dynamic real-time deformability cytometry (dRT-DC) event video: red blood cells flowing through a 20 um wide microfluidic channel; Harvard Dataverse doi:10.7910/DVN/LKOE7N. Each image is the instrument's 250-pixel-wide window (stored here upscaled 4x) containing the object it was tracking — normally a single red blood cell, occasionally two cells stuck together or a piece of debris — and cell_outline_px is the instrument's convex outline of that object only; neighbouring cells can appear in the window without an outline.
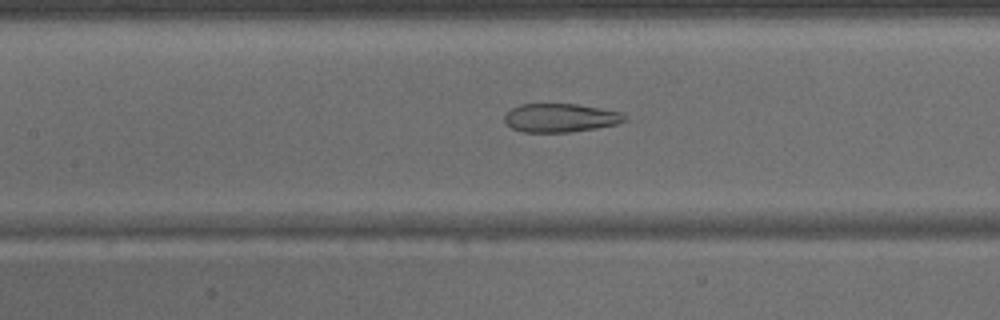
{"species": "common noctule bat (a hibernating species)", "species_latin": "Nyctalus noctula", "temperature_condition": "warm", "stored_images_in_passage": 44, "camera_frame_rate_fps": 3000, "um_per_image_px": 0.085, "animal": {"sex": "male", "body_mass_g": 15.6}, "frame": {"image": 1, "passage_image": 20, "time_ms": 6.333, "image_size_px": [1000, 320], "cell_outline_px": [[628, 120], [616, 124], [596, 128], [572, 132], [524, 132], [512, 128], [504, 120], [504, 116], [512, 108], [520, 104], [576, 104], [624, 112]], "centroid_in_image_um": [47.68, 10.01], "position_along_channel_um": 159.7, "area_um2": 20.06}}
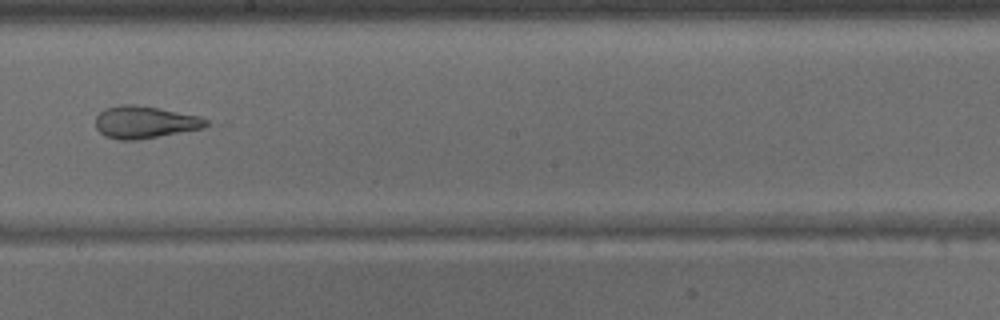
{"frame": {"image": 2, "passage_image": 25, "time_ms": 8.0, "image_size_px": [1000, 320], "cell_outline_px": [[212, 124], [204, 128], [160, 136], [136, 140], [120, 140], [104, 136], [96, 128], [96, 116], [104, 108], [120, 104], [136, 104], [160, 108], [200, 116], [208, 120]], "centroid_in_image_um": [12.33, 10.38], "position_along_channel_um": 235.9, "area_um2": 21.1}}
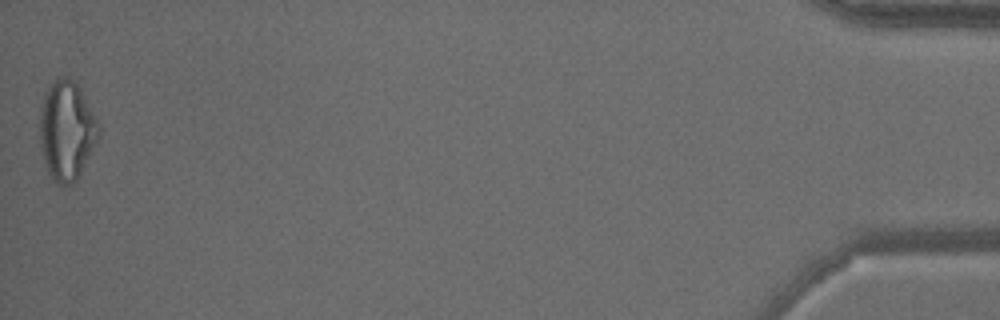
{"frame": {"image": 3, "passage_image": 44, "time_ms": 14.333, "image_size_px": [1000, 320], "cell_outline_px": [[100, 136], [76, 180], [72, 184], [60, 188], [52, 180], [44, 164], [40, 144], [40, 108], [44, 92], [56, 76], [68, 76], [76, 84], [100, 124]], "centroid_in_image_um": [5.64, 11.12], "position_along_channel_um": 429.6, "area_um2": 34.39}}